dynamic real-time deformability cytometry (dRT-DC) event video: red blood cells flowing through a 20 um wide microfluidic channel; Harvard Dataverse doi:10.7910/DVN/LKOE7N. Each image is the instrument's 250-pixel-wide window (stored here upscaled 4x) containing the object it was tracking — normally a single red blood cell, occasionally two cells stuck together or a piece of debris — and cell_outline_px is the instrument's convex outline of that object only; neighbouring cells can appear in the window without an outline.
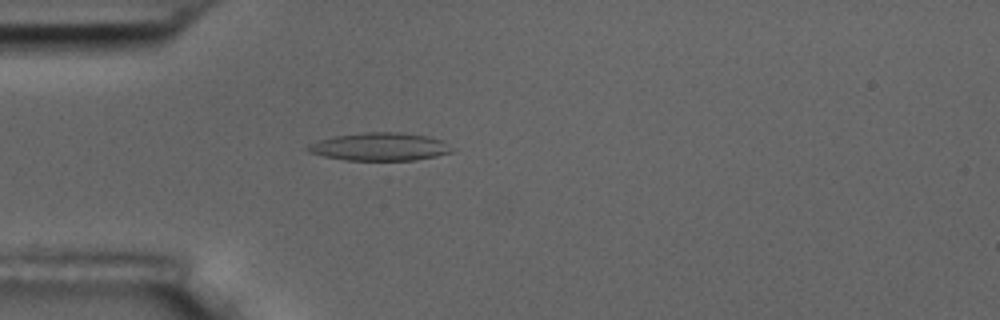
{"species": "common noctule bat (a hibernating species)", "species_latin": "Nyctalus noctula", "temperature_condition": "room temperature", "stored_images_in_passage": 5, "camera_frame_rate_fps": 3000, "um_per_image_px": 0.085, "animal": {"sex": "male", "body_mass_g": 17.5, "forearm_length_mm": 52.3}, "frame": {"image": 1, "passage_image": 5, "time_ms": 4.667, "image_size_px": [1000, 320], "cell_outline_px": [[456, 148], [452, 152], [436, 156], [416, 160], [344, 160], [324, 156], [308, 152], [304, 148], [308, 144], [332, 136], [364, 132], [400, 132], [428, 136], [440, 140]], "centroid_in_image_um": [32.28, 12.47], "position_along_channel_um": 52.7, "area_um2": 23.64}}